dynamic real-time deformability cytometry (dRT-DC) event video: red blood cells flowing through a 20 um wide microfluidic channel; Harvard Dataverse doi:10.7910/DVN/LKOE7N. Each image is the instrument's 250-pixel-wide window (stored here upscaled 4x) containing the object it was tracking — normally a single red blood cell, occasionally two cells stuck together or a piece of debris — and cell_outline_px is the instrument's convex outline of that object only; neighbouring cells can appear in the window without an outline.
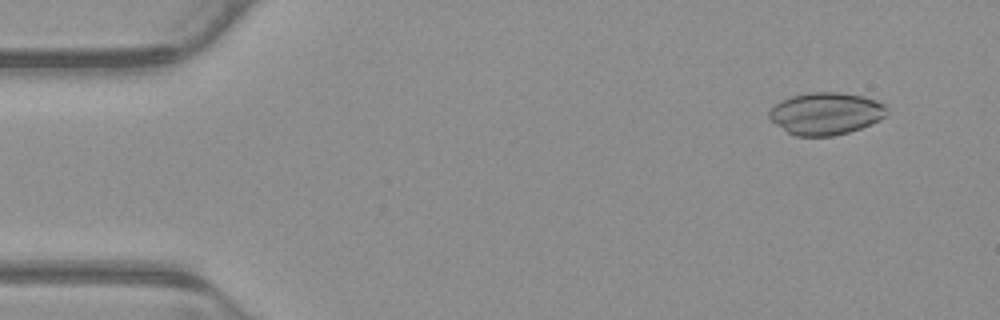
{"species": "common noctule bat (a hibernating species)", "species_latin": "Nyctalus noctula", "temperature_condition": "warm", "stored_images_in_passage": 49, "camera_frame_rate_fps": 3000, "um_per_image_px": 0.085, "animal": {"sex": "male", "body_mass_g": 23.1, "forearm_length_mm": 52.7}, "frame": {"image": 1, "passage_image": 4, "time_ms": 1.0, "image_size_px": [1000, 320], "cell_outline_px": [[888, 112], [880, 120], [872, 124], [848, 132], [832, 136], [796, 136], [788, 132], [776, 124], [768, 116], [768, 112], [780, 100], [792, 96], [808, 92], [840, 92], [864, 96], [888, 104]], "centroid_in_image_um": [70.24, 9.64], "position_along_channel_um": 14.8, "area_um2": 29.13}}
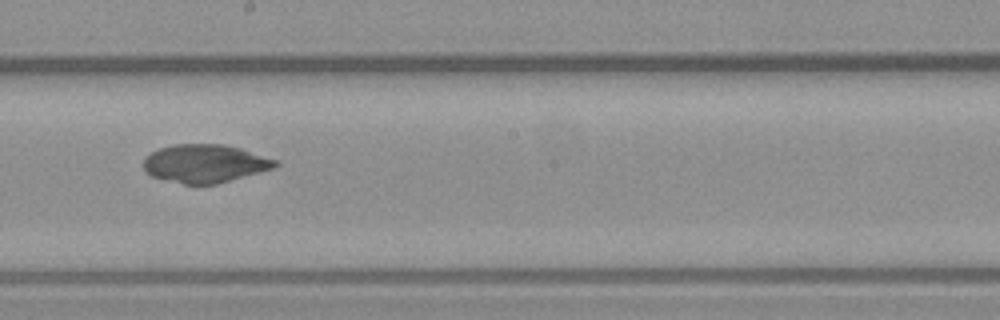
{"frame": {"image": 2, "passage_image": 29, "time_ms": 9.333, "image_size_px": [1000, 320], "cell_outline_px": [[280, 164], [272, 168], [260, 172], [216, 184], [184, 184], [152, 176], [144, 168], [144, 160], [152, 152], [160, 148], [172, 144], [224, 144], [240, 148], [280, 160]], "centroid_in_image_um": [17.47, 13.89], "position_along_channel_um": 230.7, "area_um2": 29.19}}
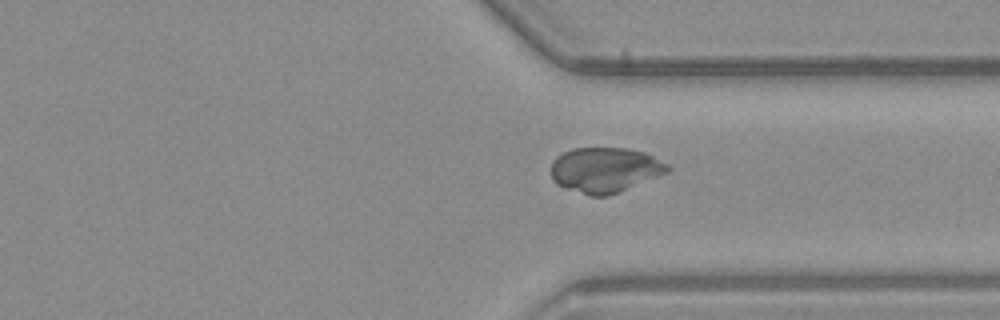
{"frame": {"image": 3, "passage_image": 39, "time_ms": 12.667, "image_size_px": [1000, 320], "cell_outline_px": [[672, 168], [668, 172], [608, 196], [592, 196], [556, 184], [552, 180], [552, 160], [556, 156], [572, 148], [628, 148], [644, 152], [668, 164]], "centroid_in_image_um": [51.42, 14.43], "position_along_channel_um": 360.0, "area_um2": 30.46}}